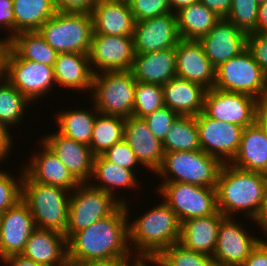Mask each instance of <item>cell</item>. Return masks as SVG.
Wrapping results in <instances>:
<instances>
[{
  "label": "cell",
  "instance_id": "d4e9b609",
  "mask_svg": "<svg viewBox=\"0 0 267 266\" xmlns=\"http://www.w3.org/2000/svg\"><path fill=\"white\" fill-rule=\"evenodd\" d=\"M131 71L136 82L164 85L176 77L175 47L135 54Z\"/></svg>",
  "mask_w": 267,
  "mask_h": 266
},
{
  "label": "cell",
  "instance_id": "1f68e13d",
  "mask_svg": "<svg viewBox=\"0 0 267 266\" xmlns=\"http://www.w3.org/2000/svg\"><path fill=\"white\" fill-rule=\"evenodd\" d=\"M93 178L100 181L99 184L88 183L92 187L100 189L106 193L114 195V189L120 188H136L137 180L133 170L117 166L107 161L102 155L94 157L93 161ZM114 188V189H113Z\"/></svg>",
  "mask_w": 267,
  "mask_h": 266
},
{
  "label": "cell",
  "instance_id": "30bf717a",
  "mask_svg": "<svg viewBox=\"0 0 267 266\" xmlns=\"http://www.w3.org/2000/svg\"><path fill=\"white\" fill-rule=\"evenodd\" d=\"M158 187L164 197L163 201L176 214L180 223L218 211L216 188L183 182H162Z\"/></svg>",
  "mask_w": 267,
  "mask_h": 266
},
{
  "label": "cell",
  "instance_id": "7dc6e473",
  "mask_svg": "<svg viewBox=\"0 0 267 266\" xmlns=\"http://www.w3.org/2000/svg\"><path fill=\"white\" fill-rule=\"evenodd\" d=\"M12 8V0H0V27L10 32V39L14 36V13Z\"/></svg>",
  "mask_w": 267,
  "mask_h": 266
},
{
  "label": "cell",
  "instance_id": "11a10c76",
  "mask_svg": "<svg viewBox=\"0 0 267 266\" xmlns=\"http://www.w3.org/2000/svg\"><path fill=\"white\" fill-rule=\"evenodd\" d=\"M257 32H267V2L258 7Z\"/></svg>",
  "mask_w": 267,
  "mask_h": 266
},
{
  "label": "cell",
  "instance_id": "f546056e",
  "mask_svg": "<svg viewBox=\"0 0 267 266\" xmlns=\"http://www.w3.org/2000/svg\"><path fill=\"white\" fill-rule=\"evenodd\" d=\"M175 14L179 36L188 40H200L221 19L200 2L184 7Z\"/></svg>",
  "mask_w": 267,
  "mask_h": 266
},
{
  "label": "cell",
  "instance_id": "60d3db41",
  "mask_svg": "<svg viewBox=\"0 0 267 266\" xmlns=\"http://www.w3.org/2000/svg\"><path fill=\"white\" fill-rule=\"evenodd\" d=\"M20 178L15 181L7 171L0 169V213L14 206L22 198V179L24 170L20 172Z\"/></svg>",
  "mask_w": 267,
  "mask_h": 266
},
{
  "label": "cell",
  "instance_id": "9f6ffc18",
  "mask_svg": "<svg viewBox=\"0 0 267 266\" xmlns=\"http://www.w3.org/2000/svg\"><path fill=\"white\" fill-rule=\"evenodd\" d=\"M254 223H258L262 230H264V235H267V186L264 193V201L261 211Z\"/></svg>",
  "mask_w": 267,
  "mask_h": 266
},
{
  "label": "cell",
  "instance_id": "f907efd6",
  "mask_svg": "<svg viewBox=\"0 0 267 266\" xmlns=\"http://www.w3.org/2000/svg\"><path fill=\"white\" fill-rule=\"evenodd\" d=\"M9 131L0 124V161L7 158L13 144Z\"/></svg>",
  "mask_w": 267,
  "mask_h": 266
},
{
  "label": "cell",
  "instance_id": "ba28073f",
  "mask_svg": "<svg viewBox=\"0 0 267 266\" xmlns=\"http://www.w3.org/2000/svg\"><path fill=\"white\" fill-rule=\"evenodd\" d=\"M216 89L245 93L260 102L267 99V75L246 48L216 68Z\"/></svg>",
  "mask_w": 267,
  "mask_h": 266
},
{
  "label": "cell",
  "instance_id": "6125c7cd",
  "mask_svg": "<svg viewBox=\"0 0 267 266\" xmlns=\"http://www.w3.org/2000/svg\"><path fill=\"white\" fill-rule=\"evenodd\" d=\"M104 1L126 2V3H129L130 0H104Z\"/></svg>",
  "mask_w": 267,
  "mask_h": 266
},
{
  "label": "cell",
  "instance_id": "e0dca14e",
  "mask_svg": "<svg viewBox=\"0 0 267 266\" xmlns=\"http://www.w3.org/2000/svg\"><path fill=\"white\" fill-rule=\"evenodd\" d=\"M36 228L27 204L21 199L0 213V259L21 254Z\"/></svg>",
  "mask_w": 267,
  "mask_h": 266
},
{
  "label": "cell",
  "instance_id": "f5cc1de1",
  "mask_svg": "<svg viewBox=\"0 0 267 266\" xmlns=\"http://www.w3.org/2000/svg\"><path fill=\"white\" fill-rule=\"evenodd\" d=\"M130 260H113L107 262H68L67 266H125Z\"/></svg>",
  "mask_w": 267,
  "mask_h": 266
},
{
  "label": "cell",
  "instance_id": "7a4b0ae2",
  "mask_svg": "<svg viewBox=\"0 0 267 266\" xmlns=\"http://www.w3.org/2000/svg\"><path fill=\"white\" fill-rule=\"evenodd\" d=\"M267 186V174L247 171L223 163L217 178V206L225 217L245 212L255 221L259 215Z\"/></svg>",
  "mask_w": 267,
  "mask_h": 266
},
{
  "label": "cell",
  "instance_id": "6da1fadb",
  "mask_svg": "<svg viewBox=\"0 0 267 266\" xmlns=\"http://www.w3.org/2000/svg\"><path fill=\"white\" fill-rule=\"evenodd\" d=\"M128 211L126 203L120 204L109 216L73 234L67 240L68 262L132 260Z\"/></svg>",
  "mask_w": 267,
  "mask_h": 266
},
{
  "label": "cell",
  "instance_id": "681fc988",
  "mask_svg": "<svg viewBox=\"0 0 267 266\" xmlns=\"http://www.w3.org/2000/svg\"><path fill=\"white\" fill-rule=\"evenodd\" d=\"M199 2L221 18H225L228 15L232 4V0H200Z\"/></svg>",
  "mask_w": 267,
  "mask_h": 266
},
{
  "label": "cell",
  "instance_id": "c3c4849f",
  "mask_svg": "<svg viewBox=\"0 0 267 266\" xmlns=\"http://www.w3.org/2000/svg\"><path fill=\"white\" fill-rule=\"evenodd\" d=\"M241 266H267V240H261Z\"/></svg>",
  "mask_w": 267,
  "mask_h": 266
},
{
  "label": "cell",
  "instance_id": "db71d44e",
  "mask_svg": "<svg viewBox=\"0 0 267 266\" xmlns=\"http://www.w3.org/2000/svg\"><path fill=\"white\" fill-rule=\"evenodd\" d=\"M256 122L267 136V102H260L256 111Z\"/></svg>",
  "mask_w": 267,
  "mask_h": 266
},
{
  "label": "cell",
  "instance_id": "94428289",
  "mask_svg": "<svg viewBox=\"0 0 267 266\" xmlns=\"http://www.w3.org/2000/svg\"><path fill=\"white\" fill-rule=\"evenodd\" d=\"M132 261L133 263L129 261V264L127 263L125 266H148L144 257H135Z\"/></svg>",
  "mask_w": 267,
  "mask_h": 266
},
{
  "label": "cell",
  "instance_id": "277c9868",
  "mask_svg": "<svg viewBox=\"0 0 267 266\" xmlns=\"http://www.w3.org/2000/svg\"><path fill=\"white\" fill-rule=\"evenodd\" d=\"M70 196L71 192L63 188L34 182L24 172L21 199L27 204L37 228L65 234Z\"/></svg>",
  "mask_w": 267,
  "mask_h": 266
},
{
  "label": "cell",
  "instance_id": "2e32d148",
  "mask_svg": "<svg viewBox=\"0 0 267 266\" xmlns=\"http://www.w3.org/2000/svg\"><path fill=\"white\" fill-rule=\"evenodd\" d=\"M180 39L175 13L170 12L135 23L133 32L135 54L174 48Z\"/></svg>",
  "mask_w": 267,
  "mask_h": 266
},
{
  "label": "cell",
  "instance_id": "91938a15",
  "mask_svg": "<svg viewBox=\"0 0 267 266\" xmlns=\"http://www.w3.org/2000/svg\"><path fill=\"white\" fill-rule=\"evenodd\" d=\"M199 1L200 0H169L170 10L172 13H176L180 9L197 3Z\"/></svg>",
  "mask_w": 267,
  "mask_h": 266
},
{
  "label": "cell",
  "instance_id": "74e56055",
  "mask_svg": "<svg viewBox=\"0 0 267 266\" xmlns=\"http://www.w3.org/2000/svg\"><path fill=\"white\" fill-rule=\"evenodd\" d=\"M164 106L162 85L136 82L132 116L144 118Z\"/></svg>",
  "mask_w": 267,
  "mask_h": 266
},
{
  "label": "cell",
  "instance_id": "8fae6325",
  "mask_svg": "<svg viewBox=\"0 0 267 266\" xmlns=\"http://www.w3.org/2000/svg\"><path fill=\"white\" fill-rule=\"evenodd\" d=\"M1 75L34 102L38 97H44L55 83L53 66L21 59L11 48Z\"/></svg>",
  "mask_w": 267,
  "mask_h": 266
},
{
  "label": "cell",
  "instance_id": "6f0895ef",
  "mask_svg": "<svg viewBox=\"0 0 267 266\" xmlns=\"http://www.w3.org/2000/svg\"><path fill=\"white\" fill-rule=\"evenodd\" d=\"M149 263H153L156 266H175L173 265L162 253H154L144 257Z\"/></svg>",
  "mask_w": 267,
  "mask_h": 266
},
{
  "label": "cell",
  "instance_id": "be15d7a7",
  "mask_svg": "<svg viewBox=\"0 0 267 266\" xmlns=\"http://www.w3.org/2000/svg\"><path fill=\"white\" fill-rule=\"evenodd\" d=\"M256 1H257V3H258L259 5L267 2V0H256Z\"/></svg>",
  "mask_w": 267,
  "mask_h": 266
},
{
  "label": "cell",
  "instance_id": "3957f363",
  "mask_svg": "<svg viewBox=\"0 0 267 266\" xmlns=\"http://www.w3.org/2000/svg\"><path fill=\"white\" fill-rule=\"evenodd\" d=\"M181 223L176 214L161 202L144 215L128 224L129 243L133 242L135 257L162 253L172 244L179 242Z\"/></svg>",
  "mask_w": 267,
  "mask_h": 266
},
{
  "label": "cell",
  "instance_id": "484cf974",
  "mask_svg": "<svg viewBox=\"0 0 267 266\" xmlns=\"http://www.w3.org/2000/svg\"><path fill=\"white\" fill-rule=\"evenodd\" d=\"M224 218L218 210L215 214L182 222L179 243L192 251L213 256L219 225Z\"/></svg>",
  "mask_w": 267,
  "mask_h": 266
},
{
  "label": "cell",
  "instance_id": "7402d4cb",
  "mask_svg": "<svg viewBox=\"0 0 267 266\" xmlns=\"http://www.w3.org/2000/svg\"><path fill=\"white\" fill-rule=\"evenodd\" d=\"M43 266H67V240L63 233L35 228L21 253Z\"/></svg>",
  "mask_w": 267,
  "mask_h": 266
},
{
  "label": "cell",
  "instance_id": "ac0fdd59",
  "mask_svg": "<svg viewBox=\"0 0 267 266\" xmlns=\"http://www.w3.org/2000/svg\"><path fill=\"white\" fill-rule=\"evenodd\" d=\"M175 55L177 78L197 83L206 90L214 87L216 68L205 55L199 40L180 39Z\"/></svg>",
  "mask_w": 267,
  "mask_h": 266
},
{
  "label": "cell",
  "instance_id": "d6a6232c",
  "mask_svg": "<svg viewBox=\"0 0 267 266\" xmlns=\"http://www.w3.org/2000/svg\"><path fill=\"white\" fill-rule=\"evenodd\" d=\"M10 48L24 60L54 66L58 53L38 31L20 32L10 39Z\"/></svg>",
  "mask_w": 267,
  "mask_h": 266
},
{
  "label": "cell",
  "instance_id": "5bb4252c",
  "mask_svg": "<svg viewBox=\"0 0 267 266\" xmlns=\"http://www.w3.org/2000/svg\"><path fill=\"white\" fill-rule=\"evenodd\" d=\"M88 55L91 70L94 74L98 73V71L131 70L135 58L133 36L93 34ZM92 65L99 70L92 67Z\"/></svg>",
  "mask_w": 267,
  "mask_h": 266
},
{
  "label": "cell",
  "instance_id": "f6af8a7d",
  "mask_svg": "<svg viewBox=\"0 0 267 266\" xmlns=\"http://www.w3.org/2000/svg\"><path fill=\"white\" fill-rule=\"evenodd\" d=\"M247 49L267 75V32L249 33L247 35Z\"/></svg>",
  "mask_w": 267,
  "mask_h": 266
},
{
  "label": "cell",
  "instance_id": "d590c367",
  "mask_svg": "<svg viewBox=\"0 0 267 266\" xmlns=\"http://www.w3.org/2000/svg\"><path fill=\"white\" fill-rule=\"evenodd\" d=\"M162 143L164 153L201 150L195 116H178Z\"/></svg>",
  "mask_w": 267,
  "mask_h": 266
},
{
  "label": "cell",
  "instance_id": "4316f807",
  "mask_svg": "<svg viewBox=\"0 0 267 266\" xmlns=\"http://www.w3.org/2000/svg\"><path fill=\"white\" fill-rule=\"evenodd\" d=\"M162 88L164 105L179 116H196L203 112L206 89L201 85L175 77Z\"/></svg>",
  "mask_w": 267,
  "mask_h": 266
},
{
  "label": "cell",
  "instance_id": "f1b7e54d",
  "mask_svg": "<svg viewBox=\"0 0 267 266\" xmlns=\"http://www.w3.org/2000/svg\"><path fill=\"white\" fill-rule=\"evenodd\" d=\"M53 68L55 83L64 88L92 91L94 73L91 70L88 54L58 53Z\"/></svg>",
  "mask_w": 267,
  "mask_h": 266
},
{
  "label": "cell",
  "instance_id": "bcb514c9",
  "mask_svg": "<svg viewBox=\"0 0 267 266\" xmlns=\"http://www.w3.org/2000/svg\"><path fill=\"white\" fill-rule=\"evenodd\" d=\"M100 0H54L57 12H91Z\"/></svg>",
  "mask_w": 267,
  "mask_h": 266
},
{
  "label": "cell",
  "instance_id": "7bdbcfd3",
  "mask_svg": "<svg viewBox=\"0 0 267 266\" xmlns=\"http://www.w3.org/2000/svg\"><path fill=\"white\" fill-rule=\"evenodd\" d=\"M178 116L176 112L164 106L143 119L147 122L152 134L163 141Z\"/></svg>",
  "mask_w": 267,
  "mask_h": 266
},
{
  "label": "cell",
  "instance_id": "d6986e66",
  "mask_svg": "<svg viewBox=\"0 0 267 266\" xmlns=\"http://www.w3.org/2000/svg\"><path fill=\"white\" fill-rule=\"evenodd\" d=\"M247 33L221 18L199 41L215 68L247 48Z\"/></svg>",
  "mask_w": 267,
  "mask_h": 266
},
{
  "label": "cell",
  "instance_id": "8d00e7d4",
  "mask_svg": "<svg viewBox=\"0 0 267 266\" xmlns=\"http://www.w3.org/2000/svg\"><path fill=\"white\" fill-rule=\"evenodd\" d=\"M0 82V124L9 131L10 126L20 124L30 101L1 74Z\"/></svg>",
  "mask_w": 267,
  "mask_h": 266
},
{
  "label": "cell",
  "instance_id": "ab89813d",
  "mask_svg": "<svg viewBox=\"0 0 267 266\" xmlns=\"http://www.w3.org/2000/svg\"><path fill=\"white\" fill-rule=\"evenodd\" d=\"M162 254L175 266H217L212 256L192 251L179 242L172 244Z\"/></svg>",
  "mask_w": 267,
  "mask_h": 266
},
{
  "label": "cell",
  "instance_id": "7c38bea8",
  "mask_svg": "<svg viewBox=\"0 0 267 266\" xmlns=\"http://www.w3.org/2000/svg\"><path fill=\"white\" fill-rule=\"evenodd\" d=\"M260 103L255 97L216 88L206 90L203 113L213 119L248 127L256 122Z\"/></svg>",
  "mask_w": 267,
  "mask_h": 266
},
{
  "label": "cell",
  "instance_id": "4dcf8cb0",
  "mask_svg": "<svg viewBox=\"0 0 267 266\" xmlns=\"http://www.w3.org/2000/svg\"><path fill=\"white\" fill-rule=\"evenodd\" d=\"M14 35L38 31L40 26L57 11L54 0H12Z\"/></svg>",
  "mask_w": 267,
  "mask_h": 266
},
{
  "label": "cell",
  "instance_id": "9c48e42d",
  "mask_svg": "<svg viewBox=\"0 0 267 266\" xmlns=\"http://www.w3.org/2000/svg\"><path fill=\"white\" fill-rule=\"evenodd\" d=\"M71 195L67 230L64 234L66 240L99 219L109 216L120 204L126 203L123 199L117 200L111 194L94 188L88 183H80Z\"/></svg>",
  "mask_w": 267,
  "mask_h": 266
},
{
  "label": "cell",
  "instance_id": "816d5d0a",
  "mask_svg": "<svg viewBox=\"0 0 267 266\" xmlns=\"http://www.w3.org/2000/svg\"><path fill=\"white\" fill-rule=\"evenodd\" d=\"M2 261L4 265L6 263L8 266H43L29 258L24 257L22 254L11 255Z\"/></svg>",
  "mask_w": 267,
  "mask_h": 266
},
{
  "label": "cell",
  "instance_id": "836d02e7",
  "mask_svg": "<svg viewBox=\"0 0 267 266\" xmlns=\"http://www.w3.org/2000/svg\"><path fill=\"white\" fill-rule=\"evenodd\" d=\"M124 124V117L97 114L89 144L94 156L104 154L111 146L123 140Z\"/></svg>",
  "mask_w": 267,
  "mask_h": 266
},
{
  "label": "cell",
  "instance_id": "5b68a950",
  "mask_svg": "<svg viewBox=\"0 0 267 266\" xmlns=\"http://www.w3.org/2000/svg\"><path fill=\"white\" fill-rule=\"evenodd\" d=\"M38 33L57 53L89 54L93 21L89 12H56Z\"/></svg>",
  "mask_w": 267,
  "mask_h": 266
},
{
  "label": "cell",
  "instance_id": "52a82bcc",
  "mask_svg": "<svg viewBox=\"0 0 267 266\" xmlns=\"http://www.w3.org/2000/svg\"><path fill=\"white\" fill-rule=\"evenodd\" d=\"M136 80L131 70L98 72L93 76L92 94L99 113L124 118L133 114ZM94 90V91H93Z\"/></svg>",
  "mask_w": 267,
  "mask_h": 266
},
{
  "label": "cell",
  "instance_id": "f35d334b",
  "mask_svg": "<svg viewBox=\"0 0 267 266\" xmlns=\"http://www.w3.org/2000/svg\"><path fill=\"white\" fill-rule=\"evenodd\" d=\"M258 7L256 0H232L225 19L247 34L257 33Z\"/></svg>",
  "mask_w": 267,
  "mask_h": 266
},
{
  "label": "cell",
  "instance_id": "44dd1931",
  "mask_svg": "<svg viewBox=\"0 0 267 266\" xmlns=\"http://www.w3.org/2000/svg\"><path fill=\"white\" fill-rule=\"evenodd\" d=\"M142 166L156 173L163 163V143L149 130L143 118L130 116L125 118L124 137Z\"/></svg>",
  "mask_w": 267,
  "mask_h": 266
},
{
  "label": "cell",
  "instance_id": "9a60e30c",
  "mask_svg": "<svg viewBox=\"0 0 267 266\" xmlns=\"http://www.w3.org/2000/svg\"><path fill=\"white\" fill-rule=\"evenodd\" d=\"M232 218L225 217L219 225L217 244L212 256L217 266H241L262 240L250 235L249 231H245Z\"/></svg>",
  "mask_w": 267,
  "mask_h": 266
},
{
  "label": "cell",
  "instance_id": "83f0119b",
  "mask_svg": "<svg viewBox=\"0 0 267 266\" xmlns=\"http://www.w3.org/2000/svg\"><path fill=\"white\" fill-rule=\"evenodd\" d=\"M229 164L267 174V136L257 122L244 128L237 153Z\"/></svg>",
  "mask_w": 267,
  "mask_h": 266
},
{
  "label": "cell",
  "instance_id": "e575fe53",
  "mask_svg": "<svg viewBox=\"0 0 267 266\" xmlns=\"http://www.w3.org/2000/svg\"><path fill=\"white\" fill-rule=\"evenodd\" d=\"M93 113L91 110H79L72 109L69 111L59 112L57 114V123L59 125V132L63 136L73 139L76 142H80L89 146L94 122L96 120L97 111L94 108Z\"/></svg>",
  "mask_w": 267,
  "mask_h": 266
},
{
  "label": "cell",
  "instance_id": "b9f144b4",
  "mask_svg": "<svg viewBox=\"0 0 267 266\" xmlns=\"http://www.w3.org/2000/svg\"><path fill=\"white\" fill-rule=\"evenodd\" d=\"M129 5L136 22L171 12L169 0H130Z\"/></svg>",
  "mask_w": 267,
  "mask_h": 266
},
{
  "label": "cell",
  "instance_id": "8992f818",
  "mask_svg": "<svg viewBox=\"0 0 267 266\" xmlns=\"http://www.w3.org/2000/svg\"><path fill=\"white\" fill-rule=\"evenodd\" d=\"M222 165L217 157L202 150L172 151L164 153L163 163L156 173L162 178L167 177L164 182H183L216 188Z\"/></svg>",
  "mask_w": 267,
  "mask_h": 266
},
{
  "label": "cell",
  "instance_id": "ffe728a7",
  "mask_svg": "<svg viewBox=\"0 0 267 266\" xmlns=\"http://www.w3.org/2000/svg\"><path fill=\"white\" fill-rule=\"evenodd\" d=\"M41 141L60 159L79 183H89L95 156L88 145L67 138L57 131L44 136Z\"/></svg>",
  "mask_w": 267,
  "mask_h": 266
},
{
  "label": "cell",
  "instance_id": "680465c9",
  "mask_svg": "<svg viewBox=\"0 0 267 266\" xmlns=\"http://www.w3.org/2000/svg\"><path fill=\"white\" fill-rule=\"evenodd\" d=\"M9 48H10V38L7 37L3 40L0 39V74L2 73L5 67L6 57H7Z\"/></svg>",
  "mask_w": 267,
  "mask_h": 266
},
{
  "label": "cell",
  "instance_id": "603a6c76",
  "mask_svg": "<svg viewBox=\"0 0 267 266\" xmlns=\"http://www.w3.org/2000/svg\"><path fill=\"white\" fill-rule=\"evenodd\" d=\"M90 14L93 34L133 36L136 21L129 3L100 0Z\"/></svg>",
  "mask_w": 267,
  "mask_h": 266
},
{
  "label": "cell",
  "instance_id": "ee69618b",
  "mask_svg": "<svg viewBox=\"0 0 267 266\" xmlns=\"http://www.w3.org/2000/svg\"><path fill=\"white\" fill-rule=\"evenodd\" d=\"M102 156L117 166L133 171L137 165H141L136 159L135 153L124 139L111 146Z\"/></svg>",
  "mask_w": 267,
  "mask_h": 266
},
{
  "label": "cell",
  "instance_id": "cb8c5ba5",
  "mask_svg": "<svg viewBox=\"0 0 267 266\" xmlns=\"http://www.w3.org/2000/svg\"><path fill=\"white\" fill-rule=\"evenodd\" d=\"M41 145L44 151L34 153L33 159L24 167V172L34 182L73 191L80 183L44 143Z\"/></svg>",
  "mask_w": 267,
  "mask_h": 266
},
{
  "label": "cell",
  "instance_id": "4fadbf2b",
  "mask_svg": "<svg viewBox=\"0 0 267 266\" xmlns=\"http://www.w3.org/2000/svg\"><path fill=\"white\" fill-rule=\"evenodd\" d=\"M195 118L201 150L229 163L237 153L244 127L213 119L203 112Z\"/></svg>",
  "mask_w": 267,
  "mask_h": 266
}]
</instances>
